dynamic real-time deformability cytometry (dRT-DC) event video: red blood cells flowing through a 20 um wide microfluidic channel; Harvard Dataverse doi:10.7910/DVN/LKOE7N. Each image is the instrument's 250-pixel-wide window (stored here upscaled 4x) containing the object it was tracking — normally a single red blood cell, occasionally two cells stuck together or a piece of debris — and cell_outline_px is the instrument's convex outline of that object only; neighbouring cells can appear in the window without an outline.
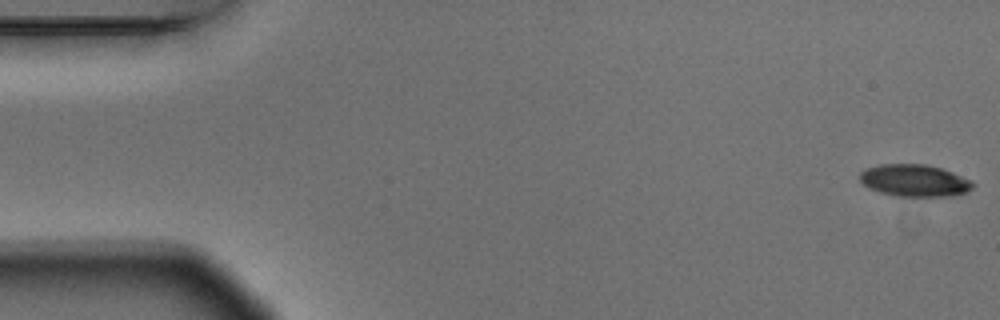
{"species": "Egyptian fruit bat (a non-hibernating species)", "species_latin": "Rousettus aegyptiacus", "temperature_condition": "warm", "stored_images_in_passage": 5, "camera_frame_rate_fps": 3000, "um_per_image_px": 0.085, "animal": {"sex": "male"}, "frame": {"image": 1, "passage_image": 1, "time_ms": 0.0, "image_size_px": [1000, 320], "cell_outline_px": [[976, 184], [968, 192], [952, 196], [892, 196], [880, 192], [864, 184], [860, 180], [860, 172], [864, 168], [880, 164], [928, 164], [952, 172], [972, 180]], "centroid_in_image_um": [77.76, 15.34], "position_along_channel_um": 7.2, "area_um2": 21.27}}
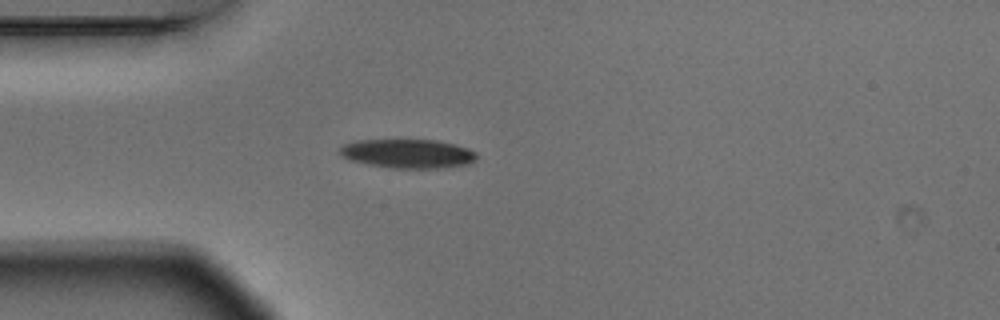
{"frame": {"image": 2, "passage_image": 5, "time_ms": 1.333, "image_size_px": [1000, 320], "cell_outline_px": [[476, 160], [468, 164], [444, 168], [392, 168], [368, 164], [352, 160], [340, 156], [340, 148], [344, 144], [352, 140], [436, 140], [456, 144], [468, 148], [476, 152]], "centroid_in_image_um": [34.68, 13.05], "position_along_channel_um": 50.3, "area_um2": 23.24}}